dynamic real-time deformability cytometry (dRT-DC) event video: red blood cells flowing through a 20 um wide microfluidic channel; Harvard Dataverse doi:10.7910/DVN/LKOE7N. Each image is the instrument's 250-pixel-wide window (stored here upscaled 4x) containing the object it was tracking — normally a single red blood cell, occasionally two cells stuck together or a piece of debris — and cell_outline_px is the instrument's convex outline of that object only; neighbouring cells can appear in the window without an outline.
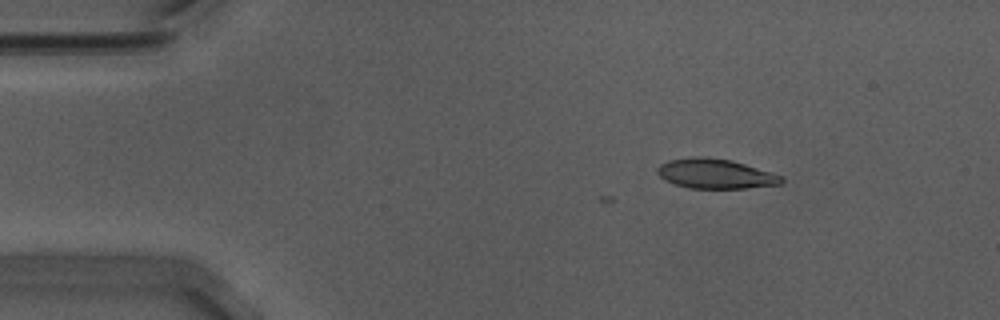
{"species": "Egyptian fruit bat (a non-hibernating species)", "species_latin": "Rousettus aegyptiacus", "temperature_condition": "warm", "stored_images_in_passage": 4, "camera_frame_rate_fps": 3000, "um_per_image_px": 0.085, "animal": {"sex": "male"}, "frame": {"image": 1, "passage_image": 4, "time_ms": 1.0, "image_size_px": [1000, 320], "cell_outline_px": [[784, 180], [780, 184], [744, 188], [688, 188], [664, 180], [656, 172], [656, 168], [660, 164], [668, 160], [692, 156], [704, 156], [732, 160], [784, 176]], "centroid_in_image_um": [60.78, 14.75], "position_along_channel_um": 24.2, "area_um2": 21.62}}